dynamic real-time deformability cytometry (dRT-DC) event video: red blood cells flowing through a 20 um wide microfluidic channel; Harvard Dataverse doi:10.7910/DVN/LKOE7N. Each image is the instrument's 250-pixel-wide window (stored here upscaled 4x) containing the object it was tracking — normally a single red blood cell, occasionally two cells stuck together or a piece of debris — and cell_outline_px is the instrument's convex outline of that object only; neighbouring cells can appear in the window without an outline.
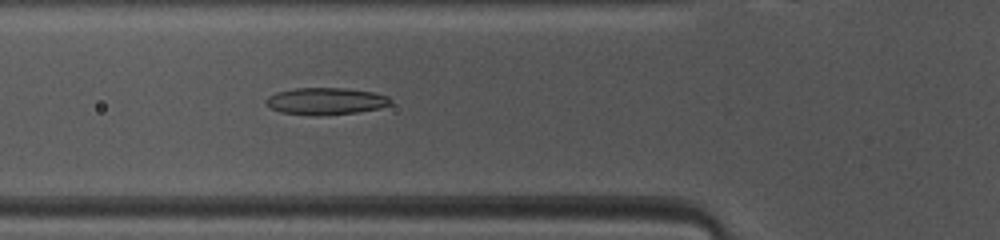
{"species": "common noctule bat (a hibernating species)", "species_latin": "Nyctalus noctula", "temperature_condition": "warm", "stored_images_in_passage": 47, "camera_frame_rate_fps": 3000, "um_per_image_px": 0.085, "animal": {"sex": "female", "body_mass_g": 10.0, "forearm_length_mm": 53.1}, "frame": {"image": 1, "passage_image": 15, "time_ms": 4.667, "image_size_px": [1000, 240], "cell_outline_px": [[392, 104], [380, 108], [356, 112], [320, 116], [316, 116], [280, 112], [264, 104], [264, 100], [268, 96], [276, 92], [292, 88], [348, 88], [372, 92], [388, 96], [392, 100]], "centroid_in_image_um": [27.67, 8.6], "position_along_channel_um": 98.1, "area_um2": 19.83}}
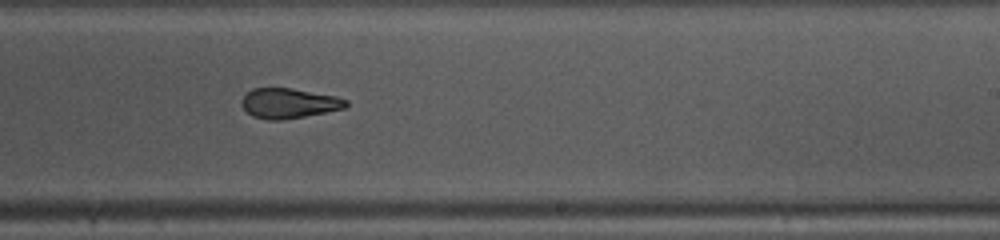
{"frame": {"image": 2, "passage_image": 27, "time_ms": 8.667, "image_size_px": [1000, 240], "cell_outline_px": [[348, 104], [344, 108], [304, 116], [280, 120], [268, 120], [252, 116], [240, 104], [244, 96], [252, 88], [292, 88], [336, 96], [348, 100]], "centroid_in_image_um": [24.54, 8.77], "position_along_channel_um": 264.5, "area_um2": 18.09}}
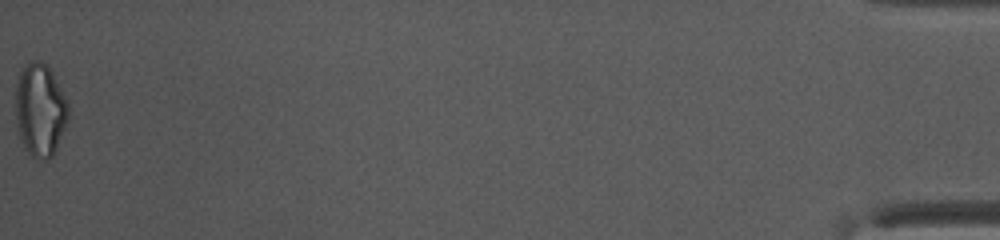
{"frame": {"image": 3, "passage_image": 47, "time_ms": 15.333, "image_size_px": [1000, 240], "cell_outline_px": [[68, 120], [56, 148], [52, 156], [48, 160], [40, 160], [32, 156], [24, 148], [20, 136], [16, 120], [16, 80], [20, 68], [28, 60], [40, 60], [52, 72], [68, 104]], "centroid_in_image_um": [3.38, 9.32], "position_along_channel_um": 431.8, "area_um2": 28.61}, "authors_computed_cell_mechanics": {"area_um2": 19.5942, "velocity_mm_per_s": 4.1401, "shape_relaxation_time_tau1_ms": 3.0865, "shape_relaxation_time_tau2_ms": 2.658, "deformation_change_tau1": 0.148, "deformation_change_tau2": 0.1116}}